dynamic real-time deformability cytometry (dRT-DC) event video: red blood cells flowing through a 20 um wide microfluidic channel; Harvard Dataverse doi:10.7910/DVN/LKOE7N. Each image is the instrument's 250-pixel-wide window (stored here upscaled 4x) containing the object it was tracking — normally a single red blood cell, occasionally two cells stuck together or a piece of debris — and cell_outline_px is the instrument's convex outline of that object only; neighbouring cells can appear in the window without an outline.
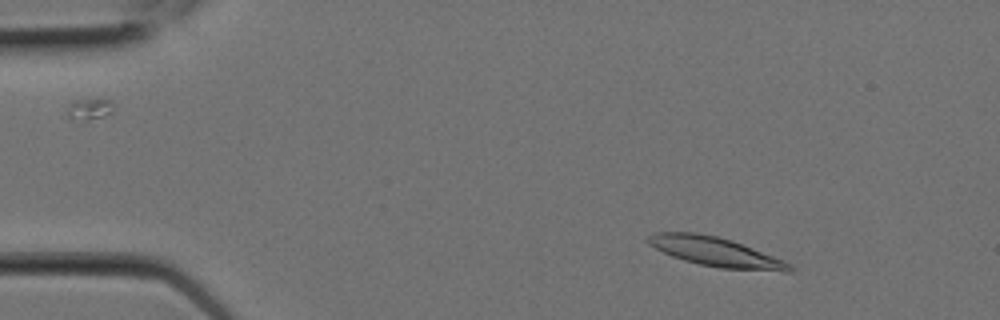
{"species": "Egyptian fruit bat (a non-hibernating species)", "species_latin": "Rousettus aegyptiacus", "temperature_condition": "room temperature", "stored_images_in_passage": 6, "camera_frame_rate_fps": 3000, "um_per_image_px": 0.085, "animal": {"sex": "female"}, "frame": {"image": 1, "passage_image": 3, "time_ms": 0.667, "image_size_px": [1000, 320], "cell_outline_px": [[796, 268], [792, 272], [784, 272], [720, 268], [700, 264], [684, 260], [672, 256], [648, 244], [644, 240], [652, 232], [696, 232], [716, 236], [732, 240], [784, 260]], "centroid_in_image_um": [60.85, 21.41], "position_along_channel_um": 24.2, "area_um2": 24.28}}
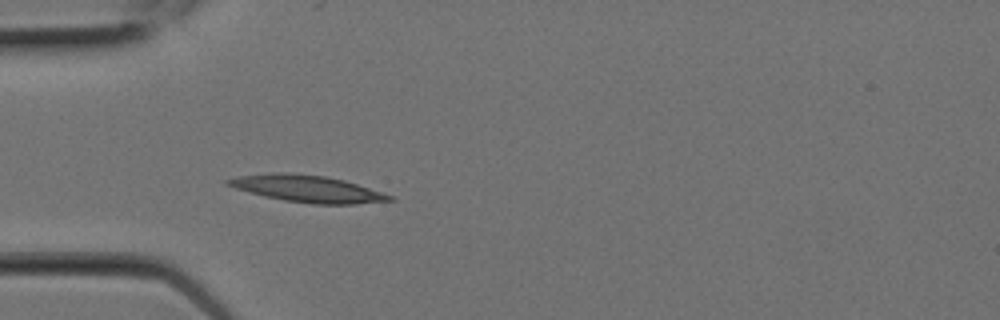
{"frame": {"image": 2, "passage_image": 6, "time_ms": 1.667, "image_size_px": [1000, 320], "cell_outline_px": [[396, 200], [356, 204], [312, 204], [284, 200], [264, 196], [236, 188], [224, 184], [224, 180], [236, 176], [272, 172], [288, 172], [324, 176], [344, 180], [396, 196]], "centroid_in_image_um": [26.14, 16.04], "position_along_channel_um": 58.9, "area_um2": 25.49}}